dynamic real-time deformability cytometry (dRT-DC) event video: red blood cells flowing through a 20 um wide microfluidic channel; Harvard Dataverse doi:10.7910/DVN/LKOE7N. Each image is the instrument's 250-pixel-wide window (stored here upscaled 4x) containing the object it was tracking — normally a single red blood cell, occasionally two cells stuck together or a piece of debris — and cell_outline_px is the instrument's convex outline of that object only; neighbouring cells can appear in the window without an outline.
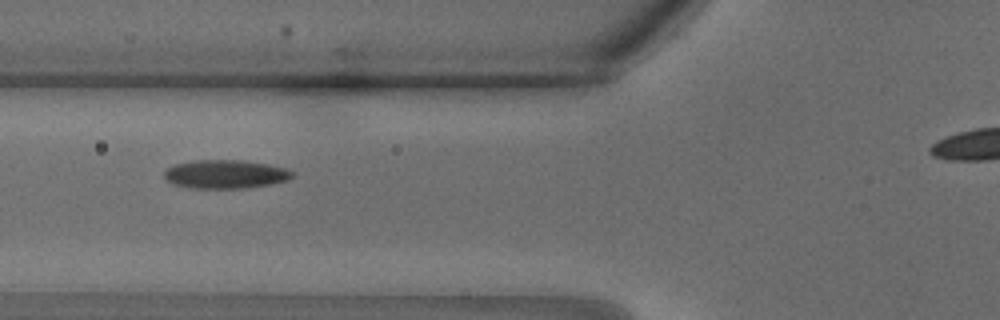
{"species": "common noctule bat (a hibernating species)", "species_latin": "Nyctalus noctula", "temperature_condition": "warm", "stored_images_in_passage": 20, "camera_frame_rate_fps": 3000, "um_per_image_px": 0.085, "animal": {"sex": "male", "body_mass_g": 18.8}, "frame": {"image": 1, "passage_image": 3, "time_ms": 0.667, "image_size_px": [1000, 320], "cell_outline_px": [[292, 176], [288, 180], [248, 188], [188, 188], [172, 184], [164, 176], [164, 172], [168, 168], [176, 164], [196, 160], [244, 160], [268, 164], [288, 168], [292, 172]], "centroid_in_image_um": [19.16, 14.8], "position_along_channel_um": 106.6, "area_um2": 21.33}}
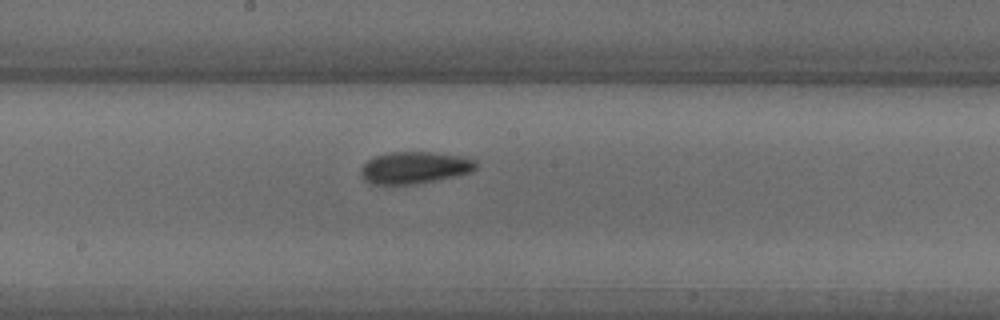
{"frame": {"image": 2, "passage_image": 8, "time_ms": 2.333, "image_size_px": [1000, 320], "cell_outline_px": [[476, 168], [472, 172], [456, 176], [416, 184], [372, 184], [364, 180], [360, 172], [360, 168], [368, 160], [376, 156], [388, 152], [432, 152], [464, 156], [476, 160]], "centroid_in_image_um": [35.26, 14.25], "position_along_channel_um": 212.9, "area_um2": 21.56}}
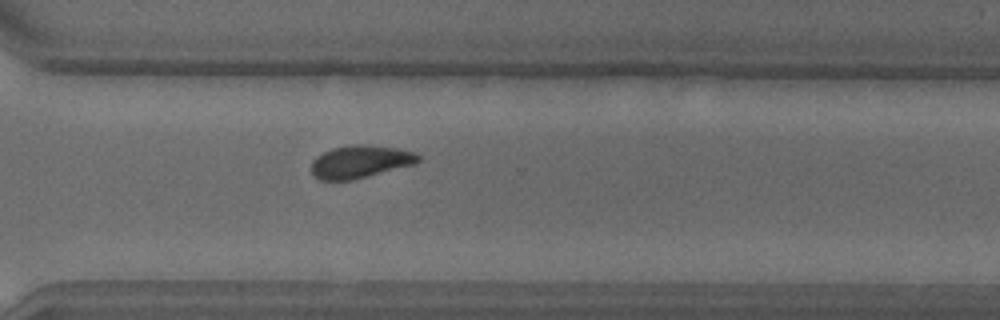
{"frame": {"image": 3, "passage_image": 14, "time_ms": 4.333, "image_size_px": [1000, 320], "cell_outline_px": [[420, 160], [416, 164], [352, 180], [320, 180], [312, 176], [312, 160], [316, 156], [332, 148], [352, 144], [368, 144], [396, 148], [412, 152], [420, 156]], "centroid_in_image_um": [30.6, 13.74], "position_along_channel_um": 340.0, "area_um2": 20.46}}